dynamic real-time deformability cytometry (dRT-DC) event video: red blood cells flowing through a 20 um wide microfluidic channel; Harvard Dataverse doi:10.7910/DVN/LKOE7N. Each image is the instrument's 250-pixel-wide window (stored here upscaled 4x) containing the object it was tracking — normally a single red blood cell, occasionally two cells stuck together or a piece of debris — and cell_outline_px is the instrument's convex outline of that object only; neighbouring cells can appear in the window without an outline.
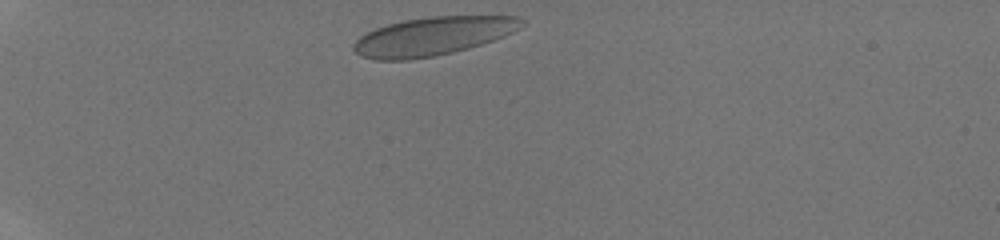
{"species": "human", "species_latin": "Homo sapiens", "temperature_condition": "room temperature", "stored_images_in_passage": 33, "camera_frame_rate_fps": 3000, "um_per_image_px": 0.085, "donor": {"sex": "male"}, "frame": {"image": 1, "passage_image": 1, "time_ms": 0.0, "image_size_px": [1000, 240], "cell_outline_px": [[528, 20], [520, 28], [504, 36], [468, 48], [452, 52], [432, 56], [408, 60], [376, 60], [360, 56], [352, 48], [352, 44], [360, 36], [376, 28], [388, 24], [404, 20], [428, 16], [520, 16]], "centroid_in_image_um": [36.8, 3.07], "position_along_channel_um": 48.2, "area_um2": 37.63}}
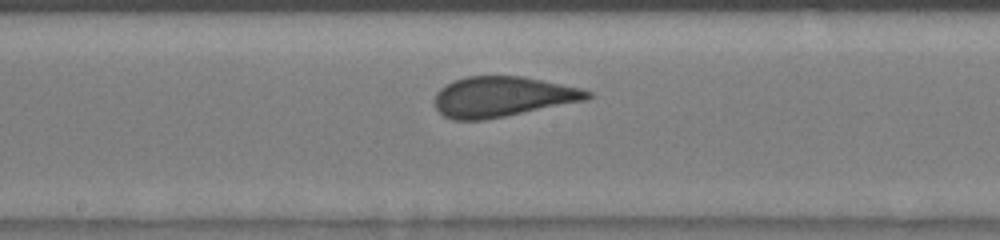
{"frame": {"image": 2, "passage_image": 16, "time_ms": 5.0, "image_size_px": [1000, 240], "cell_outline_px": [[592, 96], [584, 100], [484, 120], [452, 120], [444, 116], [436, 108], [436, 92], [440, 88], [464, 76], [524, 76], [580, 88], [592, 92]], "centroid_in_image_um": [42.68, 8.21], "position_along_channel_um": 205.5, "area_um2": 35.43}}
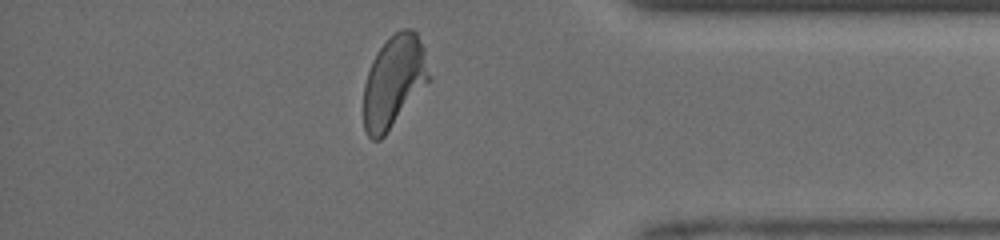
{"frame": {"image": 3, "passage_image": 31, "time_ms": 10.0, "image_size_px": [1000, 240], "cell_outline_px": [[432, 80], [384, 136], [380, 140], [372, 140], [368, 136], [364, 128], [364, 84], [372, 60], [380, 48], [400, 28], [412, 28], [416, 32], [424, 48]], "centroid_in_image_um": [33.51, 6.94], "position_along_channel_um": 401.7, "area_um2": 35.26}, "authors_computed_cell_mechanics": {"area_um2": 35.6626, "velocity_mm_per_s": 4.1973, "shape_relaxation_time_tau1_ms": 8.0071, "shape_relaxation_time_tau2_ms": null, "deformation_change_tau1": 0.2184, "deformation_change_tau2": null}}